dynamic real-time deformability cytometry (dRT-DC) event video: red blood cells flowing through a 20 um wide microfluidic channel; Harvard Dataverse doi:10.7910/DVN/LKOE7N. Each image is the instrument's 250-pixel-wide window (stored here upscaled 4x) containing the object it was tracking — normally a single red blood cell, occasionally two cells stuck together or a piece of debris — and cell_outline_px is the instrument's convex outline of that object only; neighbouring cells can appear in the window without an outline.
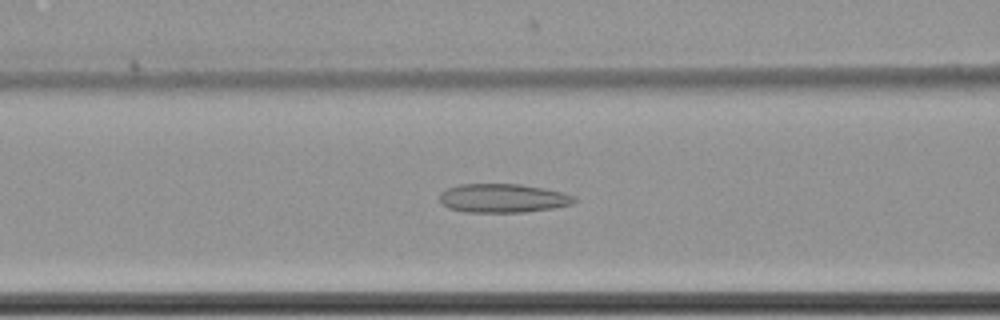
{"species": "common noctule bat (a hibernating species)", "species_latin": "Nyctalus noctula", "temperature_condition": "cold", "stored_images_in_passage": 61, "camera_frame_rate_fps": 3000, "um_per_image_px": 0.085, "animal": {"sex": "female", "body_mass_g": 22.7, "forearm_length_mm": 54.2}, "frame": {"image": 1, "passage_image": 27, "time_ms": 8.667, "image_size_px": [1000, 320], "cell_outline_px": [[576, 200], [572, 204], [552, 208], [524, 212], [464, 212], [448, 208], [440, 204], [440, 192], [448, 188], [460, 184], [520, 184], [544, 188], [576, 196]], "centroid_in_image_um": [42.71, 16.85], "position_along_channel_um": 123.9, "area_um2": 22.66}}
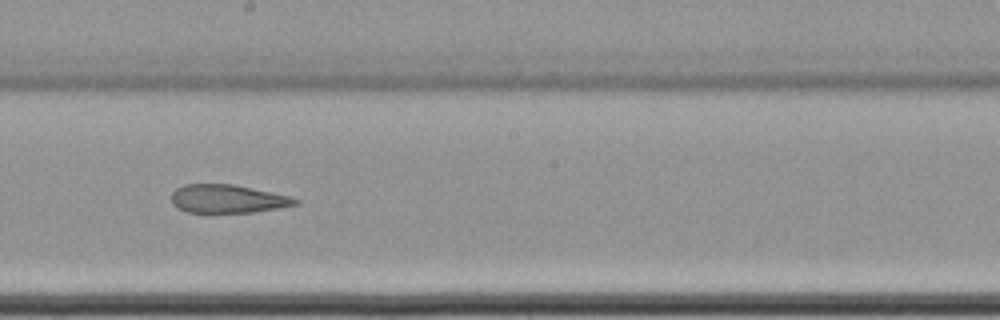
{"frame": {"image": 2, "passage_image": 36, "time_ms": 11.667, "image_size_px": [1000, 320], "cell_outline_px": [[300, 204], [280, 208], [252, 212], [188, 212], [176, 208], [172, 204], [172, 192], [176, 188], [184, 184], [232, 184], [252, 188], [288, 196], [300, 200]], "centroid_in_image_um": [19.33, 16.9], "position_along_channel_um": 228.9, "area_um2": 20.4}}
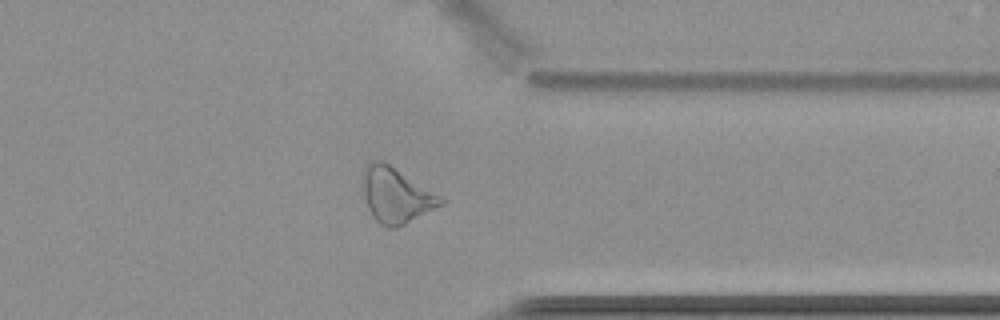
{"frame": {"image": 3, "passage_image": 49, "time_ms": 16.0, "image_size_px": [1000, 320], "cell_outline_px": [[448, 200], [444, 204], [396, 228], [388, 228], [380, 224], [376, 220], [368, 208], [364, 196], [360, 176], [368, 164], [376, 160], [384, 160]], "centroid_in_image_um": [33.67, 16.58], "position_along_channel_um": 377.7, "area_um2": 25.32}, "authors_computed_cell_mechanics": {"area_um2": 26.8192, "velocity_mm_per_s": 3.4995, "shape_relaxation_time_tau1_ms": null, "shape_relaxation_time_tau2_ms": 4.4585, "deformation_change_tau1": null, "deformation_change_tau2": 0.1193}}